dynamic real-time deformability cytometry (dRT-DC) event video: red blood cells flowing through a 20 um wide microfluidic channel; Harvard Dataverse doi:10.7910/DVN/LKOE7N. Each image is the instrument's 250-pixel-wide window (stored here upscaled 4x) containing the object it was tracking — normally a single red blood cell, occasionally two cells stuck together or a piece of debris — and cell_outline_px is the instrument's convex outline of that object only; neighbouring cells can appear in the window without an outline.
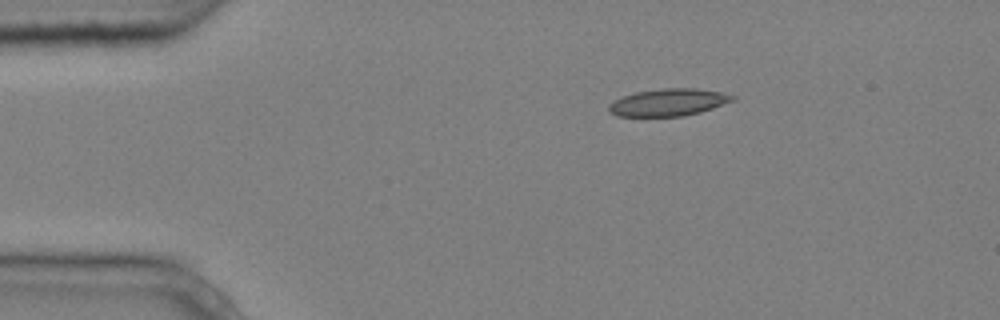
{"species": "common noctule bat (a hibernating species)", "species_latin": "Nyctalus noctula", "temperature_condition": "cold", "stored_images_in_passage": 8, "camera_frame_rate_fps": 3000, "um_per_image_px": 0.085, "animal": {"sex": "male", "body_mass_g": 20.4}, "frame": {"image": 1, "passage_image": 1, "time_ms": 0.0, "image_size_px": [1000, 320], "cell_outline_px": [[736, 100], [700, 112], [684, 116], [616, 116], [608, 112], [608, 104], [624, 96], [636, 92], [660, 88], [696, 88], [720, 92], [736, 96]], "centroid_in_image_um": [56.82, 8.7], "position_along_channel_um": 28.2, "area_um2": 19.65}}
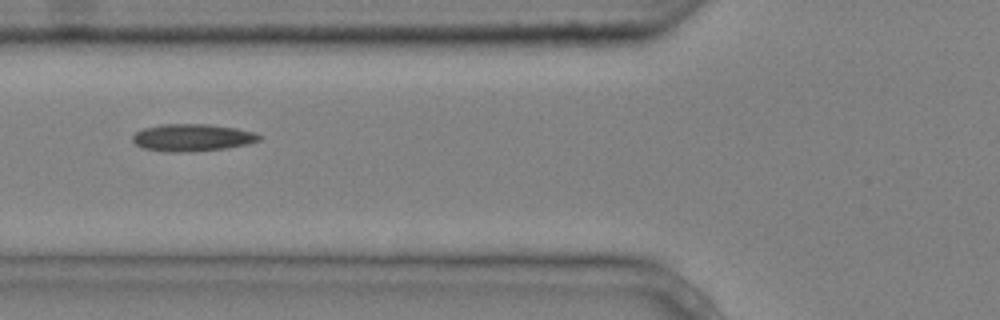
{"frame": {"image": 2, "passage_image": 4, "time_ms": 1.0, "image_size_px": [1000, 320], "cell_outline_px": [[264, 136], [260, 140], [248, 144], [228, 148], [192, 152], [164, 152], [144, 148], [136, 144], [132, 140], [132, 136], [136, 132], [144, 128], [160, 124], [208, 124], [236, 128], [252, 132]], "centroid_in_image_um": [16.35, 11.7], "position_along_channel_um": 109.4, "area_um2": 20.29}}
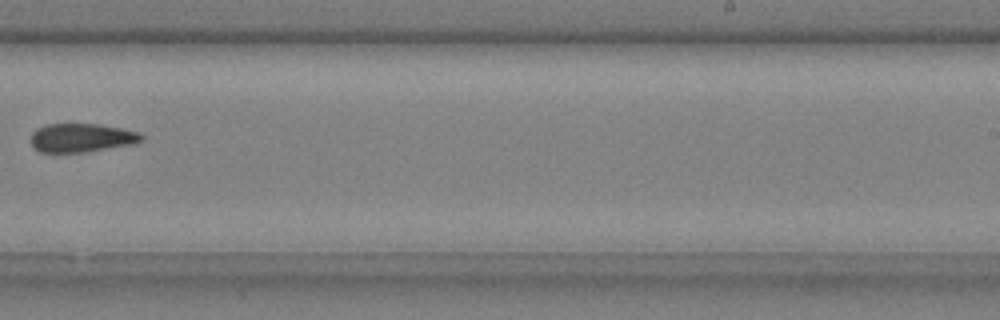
{"frame": {"image": 3, "passage_image": 8, "time_ms": 2.333, "image_size_px": [1000, 320], "cell_outline_px": [[144, 140], [136, 144], [84, 152], [40, 152], [32, 144], [32, 132], [36, 128], [44, 124], [100, 124], [140, 132], [144, 136]], "centroid_in_image_um": [6.98, 11.7], "position_along_channel_um": 282.0, "area_um2": 18.61}}